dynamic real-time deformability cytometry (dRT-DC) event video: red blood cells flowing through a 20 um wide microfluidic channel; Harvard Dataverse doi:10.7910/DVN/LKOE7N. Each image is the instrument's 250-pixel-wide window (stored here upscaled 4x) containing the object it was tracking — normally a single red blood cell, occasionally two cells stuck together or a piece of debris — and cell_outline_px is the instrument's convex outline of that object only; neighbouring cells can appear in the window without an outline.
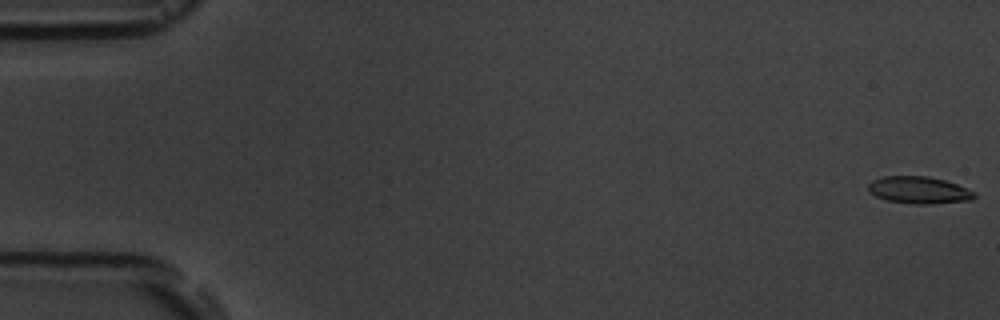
{"species": "common noctule bat (a hibernating species)", "species_latin": "Nyctalus noctula", "temperature_condition": "room temperature", "stored_images_in_passage": 12, "camera_frame_rate_fps": 3000, "um_per_image_px": 0.085, "animal": {"sex": "male", "body_mass_g": 19.5, "forearm_length_mm": 54.6}, "frame": {"image": 1, "passage_image": 1, "time_ms": 0.0, "image_size_px": [1000, 320], "cell_outline_px": [[976, 196], [972, 200], [932, 204], [912, 204], [884, 200], [868, 192], [868, 184], [872, 180], [884, 176], [928, 176], [944, 180], [956, 184], [976, 192]], "centroid_in_image_um": [78.09, 16.16], "position_along_channel_um": 6.9, "area_um2": 16.94}}
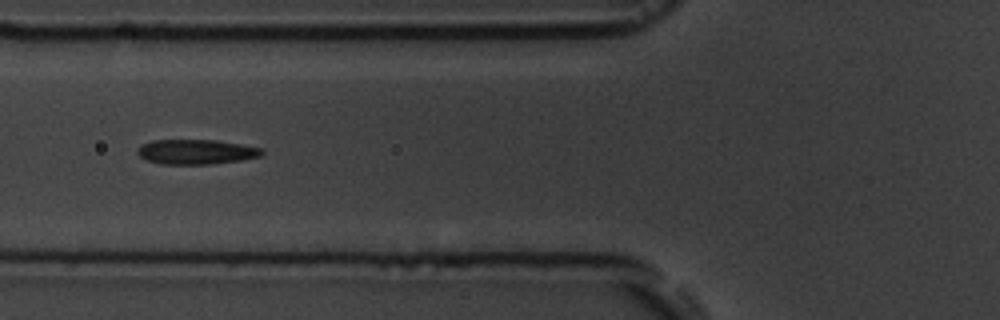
{"frame": {"image": 2, "passage_image": 7, "time_ms": 7.0, "image_size_px": [1000, 320], "cell_outline_px": [[264, 152], [260, 156], [240, 160], [212, 164], [160, 164], [148, 160], [140, 156], [136, 152], [136, 148], [140, 144], [152, 140], [216, 140], [240, 144], [260, 148]], "centroid_in_image_um": [16.61, 12.9], "position_along_channel_um": 109.2, "area_um2": 17.98}}
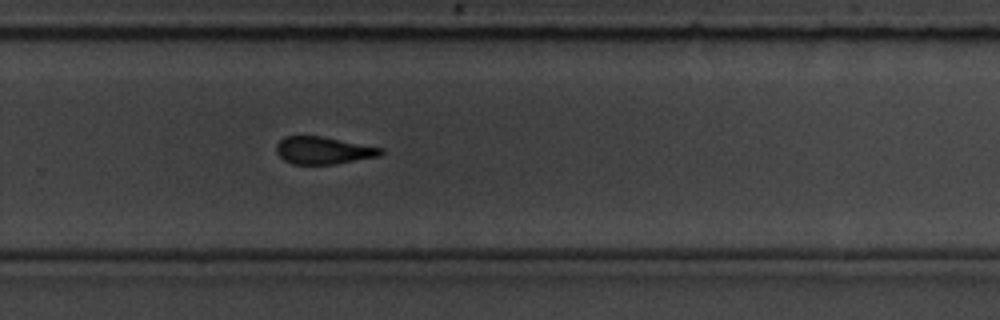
{"frame": {"image": 3, "passage_image": 12, "time_ms": 12.333, "image_size_px": [1000, 320], "cell_outline_px": [[384, 152], [380, 156], [336, 164], [292, 164], [284, 160], [276, 152], [276, 144], [284, 136], [320, 136], [384, 148]], "centroid_in_image_um": [27.49, 12.79], "position_along_channel_um": 302.3, "area_um2": 16.7}}